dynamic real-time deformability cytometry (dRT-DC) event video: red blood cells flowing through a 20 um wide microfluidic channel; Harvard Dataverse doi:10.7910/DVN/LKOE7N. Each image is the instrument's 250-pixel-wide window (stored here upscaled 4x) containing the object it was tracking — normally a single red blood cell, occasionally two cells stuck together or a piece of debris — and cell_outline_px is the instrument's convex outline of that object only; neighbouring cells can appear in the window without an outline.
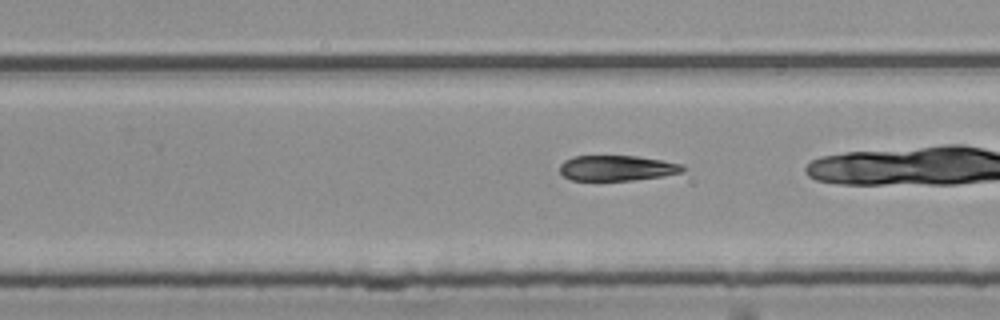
{"species": "common noctule bat (a hibernating species)", "species_latin": "Nyctalus noctula", "temperature_condition": "room temperature", "stored_images_in_passage": 39, "camera_frame_rate_fps": 3000, "um_per_image_px": 0.085, "animal": {"sex": "female", "body_mass_g": 25.1}, "frame": {"image": 1, "passage_image": 31, "time_ms": 10.0, "image_size_px": [1000, 320], "cell_outline_px": [[684, 168], [680, 172], [660, 176], [632, 180], [572, 180], [564, 176], [560, 172], [560, 164], [564, 160], [572, 156], [636, 156], [684, 164]], "centroid_in_image_um": [52.39, 14.27], "position_along_channel_um": 277.4, "area_um2": 17.98}}